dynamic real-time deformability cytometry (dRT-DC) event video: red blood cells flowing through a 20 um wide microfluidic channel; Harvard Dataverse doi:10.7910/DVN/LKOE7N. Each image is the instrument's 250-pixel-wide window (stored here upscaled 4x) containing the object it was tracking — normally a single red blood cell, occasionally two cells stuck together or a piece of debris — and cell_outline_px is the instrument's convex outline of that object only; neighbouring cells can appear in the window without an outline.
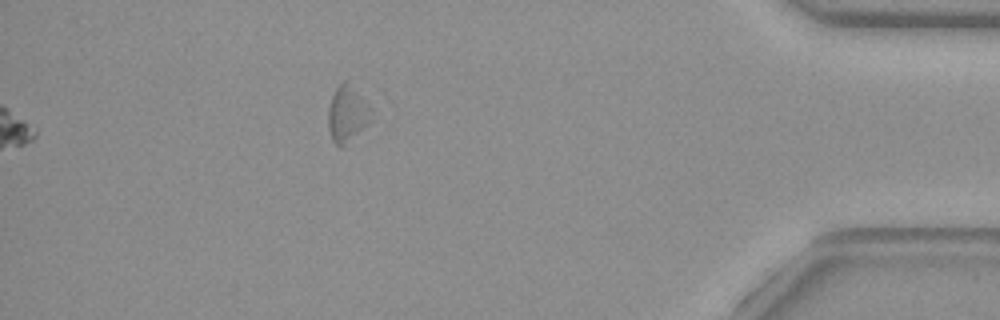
{"species": "common noctule bat (a hibernating species)", "species_latin": "Nyctalus noctula", "temperature_condition": "warm", "stored_images_in_passage": 33, "segment_of_instrument_passage": [2, 2], "camera_frame_rate_fps": 3000, "um_per_image_px": 0.085, "animal": {"sex": "female", "body_mass_g": 29.2, "forearm_length_mm": 56.3}, "frame": {"image": 1, "passage_image": 33, "time_ms": 10.667, "image_size_px": [1000, 320], "cell_outline_px": [[372, 120], [344, 148], [340, 148], [332, 140], [328, 128], [328, 108], [332, 96], [336, 88], [344, 80], [348, 80], [372, 108]], "centroid_in_image_um": [29.53, 9.71], "position_along_channel_um": 405.7, "area_um2": 14.51}}